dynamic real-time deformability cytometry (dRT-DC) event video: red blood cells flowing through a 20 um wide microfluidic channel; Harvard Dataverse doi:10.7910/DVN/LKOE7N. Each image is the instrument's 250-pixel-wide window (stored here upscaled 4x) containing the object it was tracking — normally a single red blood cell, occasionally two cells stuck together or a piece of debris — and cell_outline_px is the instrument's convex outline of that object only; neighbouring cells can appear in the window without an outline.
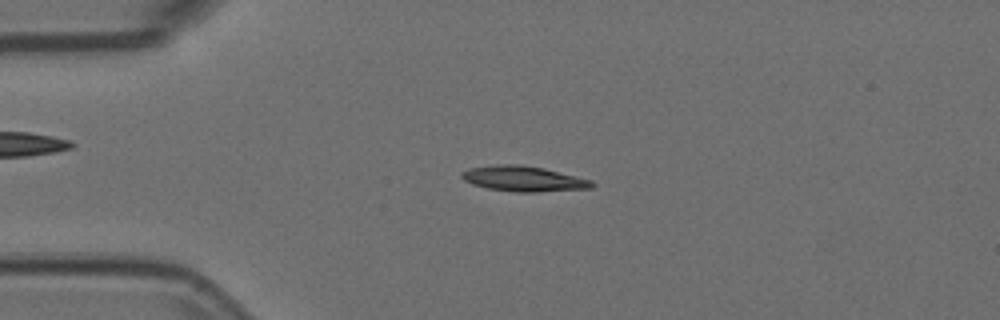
{"species": "Egyptian fruit bat (a non-hibernating species)", "species_latin": "Rousettus aegyptiacus", "temperature_condition": "room temperature", "stored_images_in_passage": 7, "camera_frame_rate_fps": 3000, "um_per_image_px": 0.085, "animal": {"sex": "female"}, "frame": {"image": 1, "passage_image": 3, "time_ms": 0.667, "image_size_px": [1000, 320], "cell_outline_px": [[596, 184], [592, 188], [540, 192], [516, 192], [488, 188], [472, 184], [464, 180], [460, 176], [460, 172], [468, 168], [496, 164], [520, 164], [544, 168], [592, 180]], "centroid_in_image_um": [44.49, 15.19], "position_along_channel_um": 40.5, "area_um2": 19.42}}
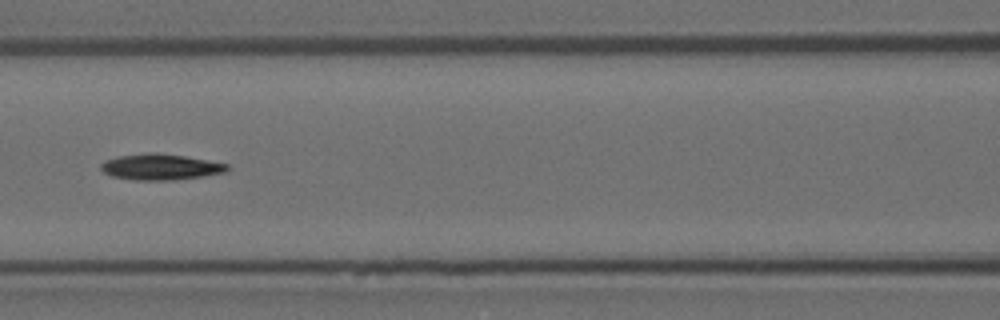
{"frame": {"image": 2, "passage_image": 6, "time_ms": 1.667, "image_size_px": [1000, 320], "cell_outline_px": [[228, 172], [204, 176], [172, 180], [136, 180], [112, 176], [104, 172], [100, 168], [100, 164], [104, 160], [120, 156], [184, 156], [228, 164]], "centroid_in_image_um": [13.68, 14.25], "position_along_channel_um": 152.9, "area_um2": 18.03}}
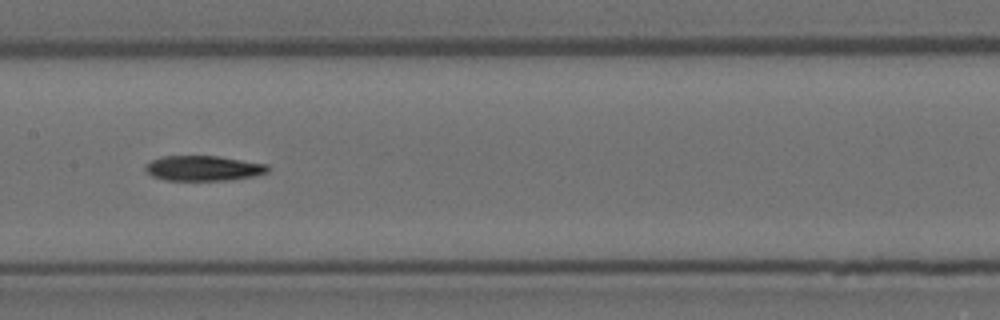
{"frame": {"image": 3, "passage_image": 7, "time_ms": 2.0, "image_size_px": [1000, 320], "cell_outline_px": [[268, 172], [256, 176], [228, 180], [164, 180], [152, 176], [144, 168], [144, 164], [152, 160], [164, 156], [216, 156], [268, 164]], "centroid_in_image_um": [17.28, 14.3], "position_along_channel_um": 190.1, "area_um2": 17.92}}